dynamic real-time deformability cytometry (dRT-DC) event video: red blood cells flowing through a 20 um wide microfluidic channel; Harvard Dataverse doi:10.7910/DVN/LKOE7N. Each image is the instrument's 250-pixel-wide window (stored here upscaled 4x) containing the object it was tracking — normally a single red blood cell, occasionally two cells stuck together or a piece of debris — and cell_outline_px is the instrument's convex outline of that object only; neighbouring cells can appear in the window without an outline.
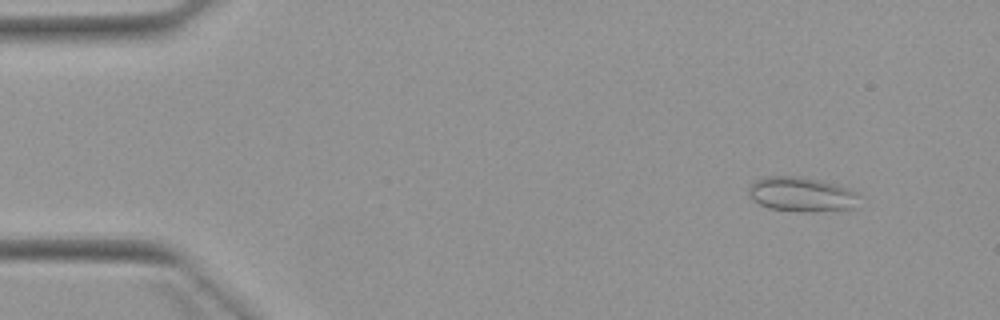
{"species": "Egyptian fruit bat (a non-hibernating species)", "species_latin": "Rousettus aegyptiacus", "temperature_condition": "warm", "stored_images_in_passage": 6, "camera_frame_rate_fps": 3000, "um_per_image_px": 0.085, "animal": {"sex": "female"}, "frame": {"image": 1, "passage_image": 1, "time_ms": 0.0, "image_size_px": [1000, 320], "cell_outline_px": [[860, 196], [856, 208], [812, 212], [800, 212], [768, 208], [752, 200], [748, 192], [748, 188], [756, 180], [764, 176], [796, 176], [820, 180], [836, 184], [860, 192]], "centroid_in_image_um": [68.17, 16.53], "position_along_channel_um": 16.8, "area_um2": 22.66}}
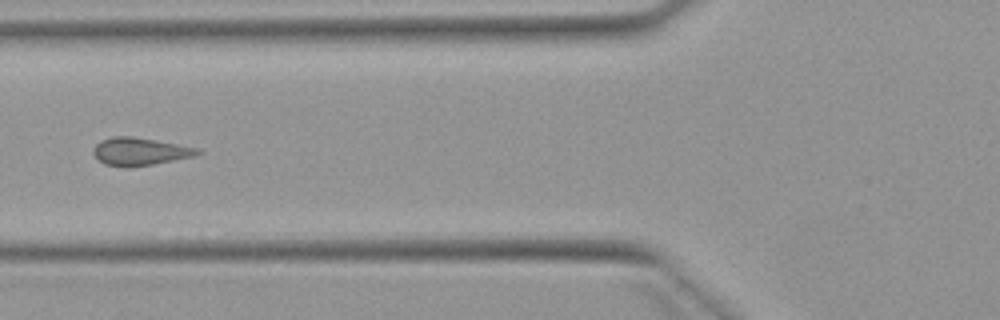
{"frame": {"image": 2, "passage_image": 5, "time_ms": 5.0, "image_size_px": [1000, 320], "cell_outline_px": [[204, 152], [196, 156], [152, 164], [128, 168], [104, 164], [92, 152], [92, 148], [100, 140], [112, 136], [132, 136], [156, 140], [200, 148]], "centroid_in_image_um": [11.91, 12.87], "position_along_channel_um": 113.9, "area_um2": 17.05}}
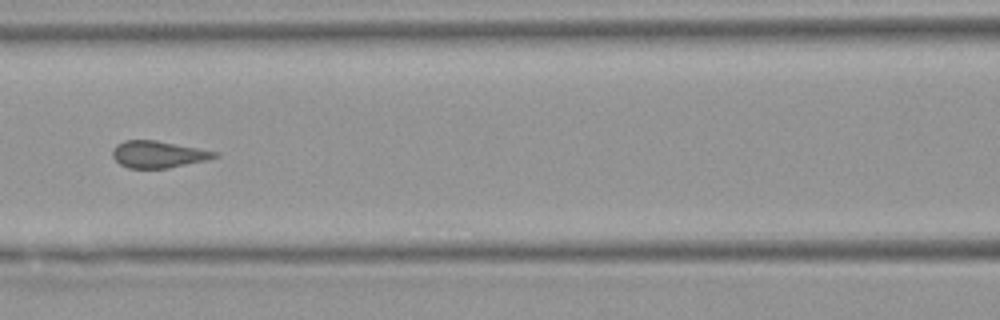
{"frame": {"image": 3, "passage_image": 6, "time_ms": 6.0, "image_size_px": [1000, 320], "cell_outline_px": [[220, 156], [208, 160], [168, 168], [128, 168], [120, 164], [112, 156], [112, 148], [116, 144], [124, 140], [156, 140], [220, 152]], "centroid_in_image_um": [13.47, 13.11], "position_along_channel_um": 153.1, "area_um2": 16.18}}